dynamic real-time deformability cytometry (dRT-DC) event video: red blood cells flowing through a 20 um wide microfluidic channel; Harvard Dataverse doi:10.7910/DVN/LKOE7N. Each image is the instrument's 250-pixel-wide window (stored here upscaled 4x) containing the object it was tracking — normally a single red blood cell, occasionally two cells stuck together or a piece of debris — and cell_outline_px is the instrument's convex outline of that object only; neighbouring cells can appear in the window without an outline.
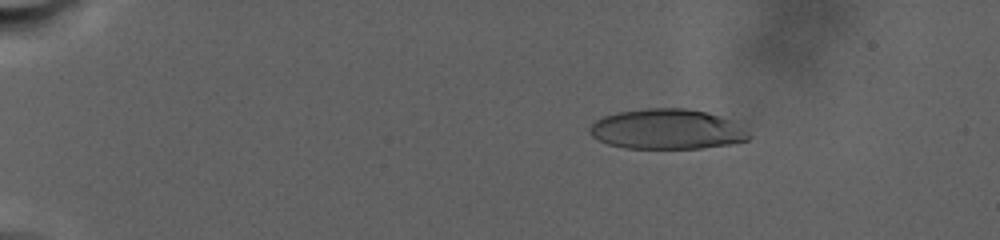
{"species": "human", "species_latin": "Homo sapiens", "temperature_condition": "warm", "stored_images_in_passage": 26, "camera_frame_rate_fps": 3000, "um_per_image_px": 0.085, "donor": {"sex": "male"}, "frame": {"image": 1, "passage_image": 17, "time_ms": 5.667, "image_size_px": [1000, 240], "cell_outline_px": [[752, 136], [748, 140], [728, 144], [700, 148], [624, 148], [608, 144], [592, 136], [588, 132], [588, 128], [596, 120], [604, 116], [620, 112], [648, 108], [688, 108], [708, 112], [736, 120], [748, 124]], "centroid_in_image_um": [56.82, 10.97], "position_along_channel_um": 28.2, "area_um2": 37.92}}
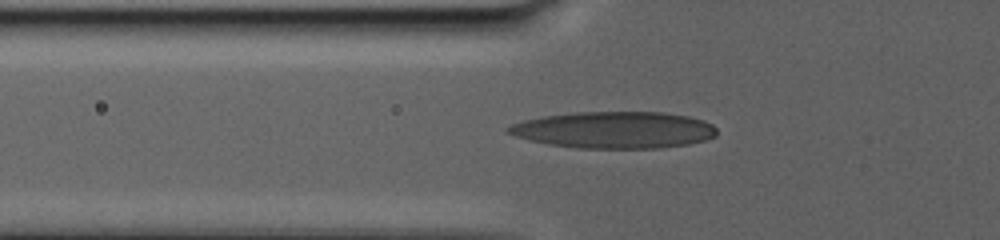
{"frame": {"image": 2, "passage_image": 25, "time_ms": 12.333, "image_size_px": [1000, 240], "cell_outline_px": [[716, 136], [704, 140], [688, 144], [660, 148], [576, 148], [548, 144], [528, 140], [504, 132], [504, 128], [512, 124], [524, 120], [540, 116], [576, 112], [664, 112], [688, 116], [704, 120], [712, 124], [716, 128]], "centroid_in_image_um": [52.18, 11.04], "position_along_channel_um": 73.6, "area_um2": 44.91}}